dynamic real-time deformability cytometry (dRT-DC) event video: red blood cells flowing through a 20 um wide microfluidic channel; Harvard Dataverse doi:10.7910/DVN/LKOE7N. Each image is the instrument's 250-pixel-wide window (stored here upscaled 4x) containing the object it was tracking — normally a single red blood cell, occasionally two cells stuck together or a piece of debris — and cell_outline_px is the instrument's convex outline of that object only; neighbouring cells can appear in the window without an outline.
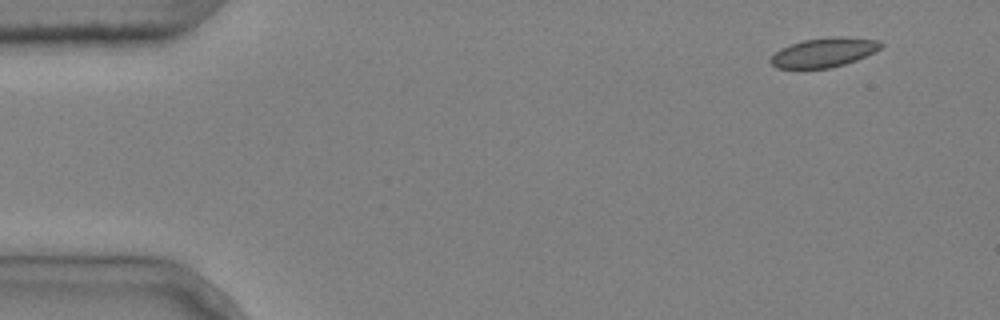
{"species": "common noctule bat (a hibernating species)", "species_latin": "Nyctalus noctula", "temperature_condition": "cold", "stored_images_in_passage": 3, "segment_of_instrument_passage": [2, 2], "camera_frame_rate_fps": 3000, "um_per_image_px": 0.085, "animal": {"sex": "male", "body_mass_g": 20.4}, "frame": {"image": 1, "passage_image": 3, "time_ms": 0.667, "image_size_px": [1000, 320], "cell_outline_px": [[884, 44], [880, 48], [856, 60], [844, 64], [828, 68], [776, 68], [768, 60], [780, 48], [804, 40], [832, 36], [840, 36], [880, 40]], "centroid_in_image_um": [70.02, 4.45], "position_along_channel_um": 15.0, "area_um2": 18.67}}